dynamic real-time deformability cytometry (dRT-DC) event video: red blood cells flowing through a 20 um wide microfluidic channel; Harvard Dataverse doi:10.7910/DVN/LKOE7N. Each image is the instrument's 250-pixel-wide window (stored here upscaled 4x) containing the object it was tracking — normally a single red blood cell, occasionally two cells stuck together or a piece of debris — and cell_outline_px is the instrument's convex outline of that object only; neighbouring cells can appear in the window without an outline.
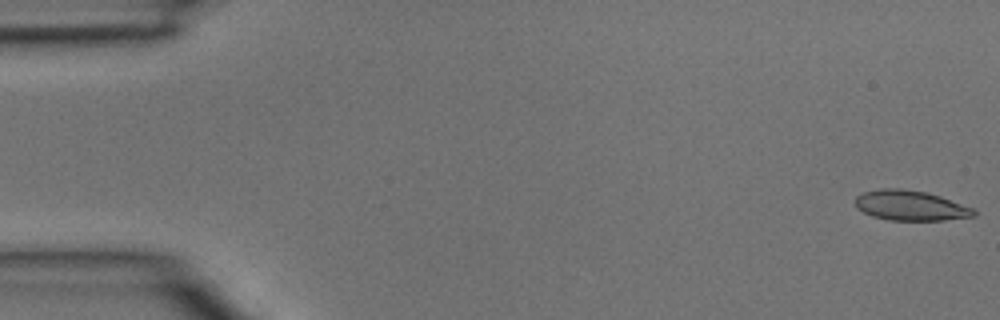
{"species": "common noctule bat (a hibernating species)", "species_latin": "Nyctalus noctula", "temperature_condition": "room temperature", "stored_images_in_passage": 4, "camera_frame_rate_fps": 3000, "um_per_image_px": 0.085, "animal": {"sex": "male", "body_mass_g": 15.6}, "frame": {"image": 1, "passage_image": 1, "time_ms": 0.0, "image_size_px": [1000, 320], "cell_outline_px": [[976, 216], [944, 220], [888, 220], [872, 216], [856, 208], [856, 196], [864, 192], [880, 188], [900, 188], [924, 192], [940, 196], [976, 208]], "centroid_in_image_um": [77.42, 17.47], "position_along_channel_um": 7.6, "area_um2": 20.87}}
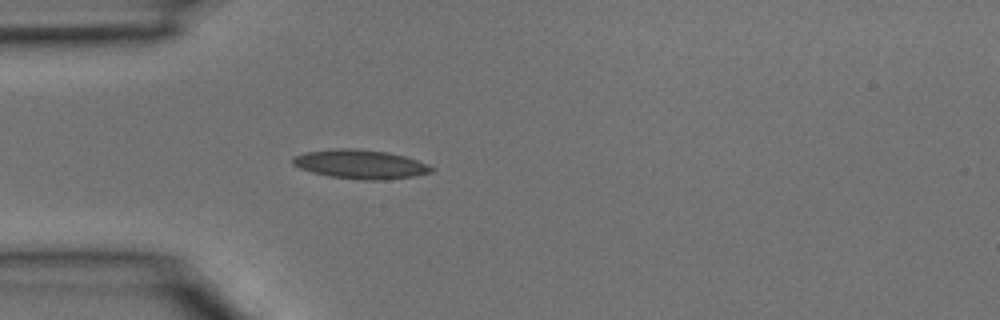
{"frame": {"image": 2, "passage_image": 4, "time_ms": 1.0, "image_size_px": [1000, 320], "cell_outline_px": [[436, 168], [432, 172], [412, 176], [384, 180], [360, 180], [328, 176], [312, 172], [300, 168], [292, 164], [292, 160], [296, 156], [304, 152], [336, 148], [352, 148], [388, 152], [404, 156], [428, 164]], "centroid_in_image_um": [30.64, 13.96], "position_along_channel_um": 54.4, "area_um2": 23.47}}